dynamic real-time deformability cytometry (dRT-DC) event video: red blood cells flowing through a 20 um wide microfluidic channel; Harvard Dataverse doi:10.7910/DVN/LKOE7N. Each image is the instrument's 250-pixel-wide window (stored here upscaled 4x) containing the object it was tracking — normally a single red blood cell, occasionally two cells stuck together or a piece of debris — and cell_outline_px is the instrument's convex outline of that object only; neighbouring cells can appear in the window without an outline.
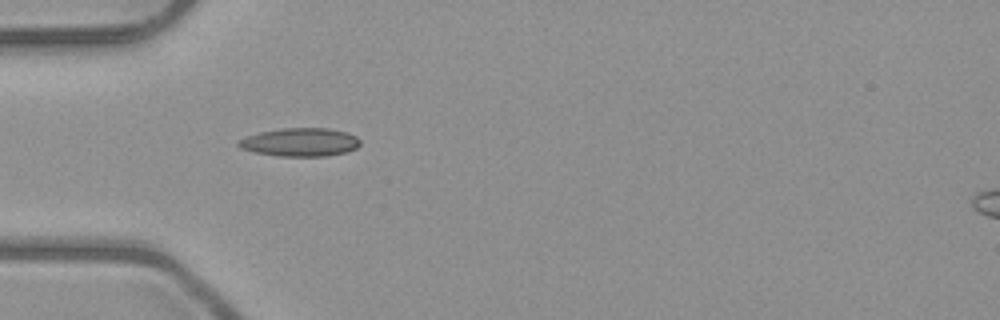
{"species": "common noctule bat (a hibernating species)", "species_latin": "Nyctalus noctula", "temperature_condition": "room temperature", "stored_images_in_passage": 7, "camera_frame_rate_fps": 3000, "um_per_image_px": 0.085, "animal": {"sex": "male", "body_mass_g": 23.1, "forearm_length_mm": 52.7}, "frame": {"image": 1, "passage_image": 6, "time_ms": 6.0, "image_size_px": [1000, 320], "cell_outline_px": [[360, 144], [356, 148], [348, 152], [328, 156], [280, 156], [256, 152], [240, 148], [236, 144], [236, 140], [260, 132], [280, 128], [328, 128], [348, 132], [356, 136], [360, 140]], "centroid_in_image_um": [25.53, 12.08], "position_along_channel_um": 59.5, "area_um2": 20.23}}